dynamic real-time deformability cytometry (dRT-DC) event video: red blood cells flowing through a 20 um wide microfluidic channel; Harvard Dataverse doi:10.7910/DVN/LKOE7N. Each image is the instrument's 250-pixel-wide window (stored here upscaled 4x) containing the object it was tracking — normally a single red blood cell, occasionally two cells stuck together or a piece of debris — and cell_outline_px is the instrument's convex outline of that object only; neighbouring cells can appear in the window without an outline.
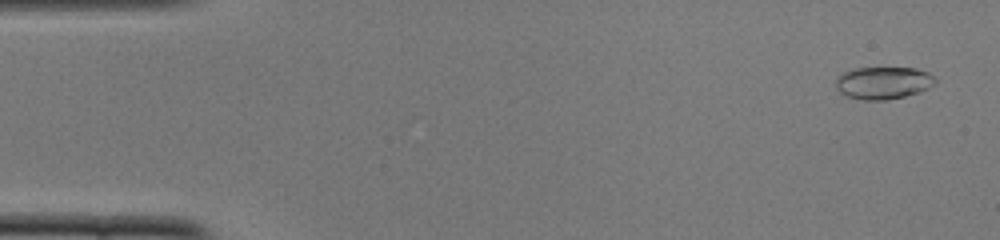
{"species": "common noctule bat (a hibernating species)", "species_latin": "Nyctalus noctula", "temperature_condition": "cold", "stored_images_in_passage": 51, "camera_frame_rate_fps": 3000, "um_per_image_px": 0.085, "animal": {"sex": "female", "body_mass_g": 22.0, "forearm_length_mm": 56.7}, "frame": {"image": 1, "passage_image": 2, "time_ms": 0.333, "image_size_px": [1000, 240], "cell_outline_px": [[936, 80], [928, 88], [904, 96], [888, 100], [864, 100], [844, 96], [836, 88], [836, 80], [844, 72], [856, 68], [916, 68], [928, 72]], "centroid_in_image_um": [75.04, 7.05], "position_along_channel_um": 10.0, "area_um2": 18.55}}
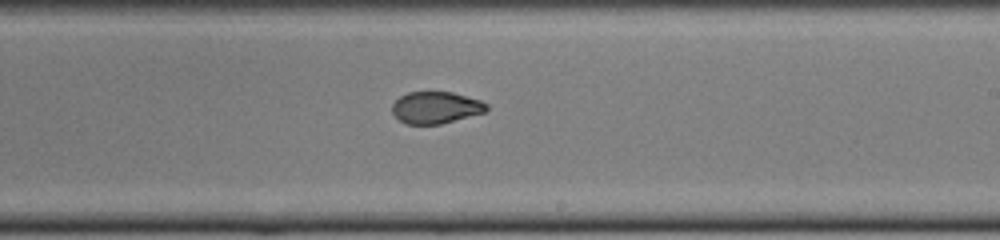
{"frame": {"image": 2, "passage_image": 30, "time_ms": 9.667, "image_size_px": [1000, 240], "cell_outline_px": [[488, 108], [484, 112], [440, 124], [404, 124], [392, 112], [392, 104], [400, 96], [408, 92], [452, 92], [480, 100], [488, 104]], "centroid_in_image_um": [37.02, 9.14], "position_along_channel_um": 252.0, "area_um2": 17.4}}
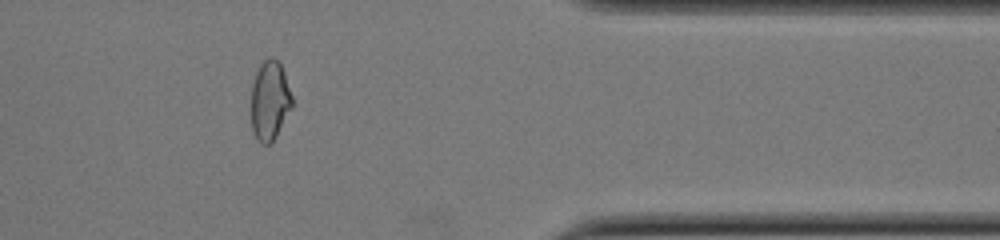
{"frame": {"image": 3, "passage_image": 42, "time_ms": 13.667, "image_size_px": [1000, 240], "cell_outline_px": [[292, 108], [276, 136], [268, 144], [260, 144], [256, 140], [252, 132], [252, 84], [256, 72], [260, 64], [268, 56], [272, 56], [280, 64], [284, 72], [292, 96]], "centroid_in_image_um": [22.93, 8.55], "position_along_channel_um": 388.5, "area_um2": 18.96}, "authors_computed_cell_mechanics": {"area_um2": 18.9006, "velocity_mm_per_s": 3.906, "shape_relaxation_time_tau1_ms": null, "shape_relaxation_time_tau2_ms": 1.2539, "deformation_change_tau1": null, "deformation_change_tau2": 0.0619}}